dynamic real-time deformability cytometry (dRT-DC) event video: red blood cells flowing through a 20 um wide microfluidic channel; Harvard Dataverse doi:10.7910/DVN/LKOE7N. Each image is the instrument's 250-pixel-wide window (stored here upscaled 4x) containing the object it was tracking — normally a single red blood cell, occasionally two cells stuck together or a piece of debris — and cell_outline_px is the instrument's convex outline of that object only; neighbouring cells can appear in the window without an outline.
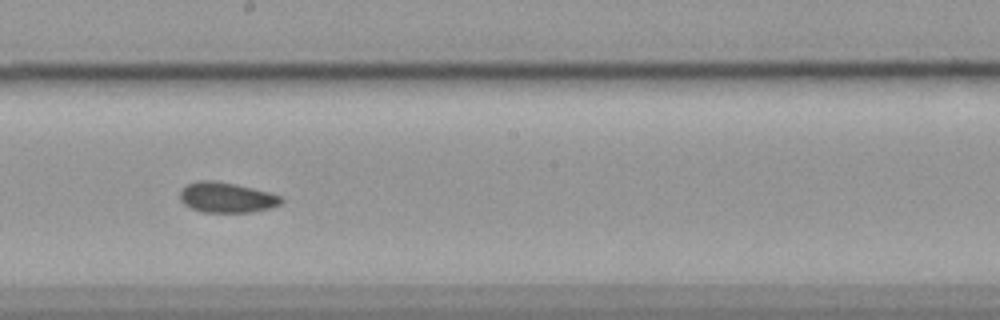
{"species": "common noctule bat (a hibernating species)", "species_latin": "Nyctalus noctula", "temperature_condition": "cold", "stored_images_in_passage": 31, "camera_frame_rate_fps": 3000, "um_per_image_px": 0.085, "animal": {"sex": "female", "body_mass_g": 19.9}, "frame": {"image": 1, "passage_image": 22, "time_ms": 7.0, "image_size_px": [1000, 320], "cell_outline_px": [[284, 200], [280, 204], [268, 208], [252, 212], [204, 212], [192, 208], [184, 204], [180, 200], [180, 188], [184, 184], [196, 180], [216, 180], [236, 184], [268, 192], [280, 196]], "centroid_in_image_um": [19.2, 16.76], "position_along_channel_um": 229.0, "area_um2": 17.98}}